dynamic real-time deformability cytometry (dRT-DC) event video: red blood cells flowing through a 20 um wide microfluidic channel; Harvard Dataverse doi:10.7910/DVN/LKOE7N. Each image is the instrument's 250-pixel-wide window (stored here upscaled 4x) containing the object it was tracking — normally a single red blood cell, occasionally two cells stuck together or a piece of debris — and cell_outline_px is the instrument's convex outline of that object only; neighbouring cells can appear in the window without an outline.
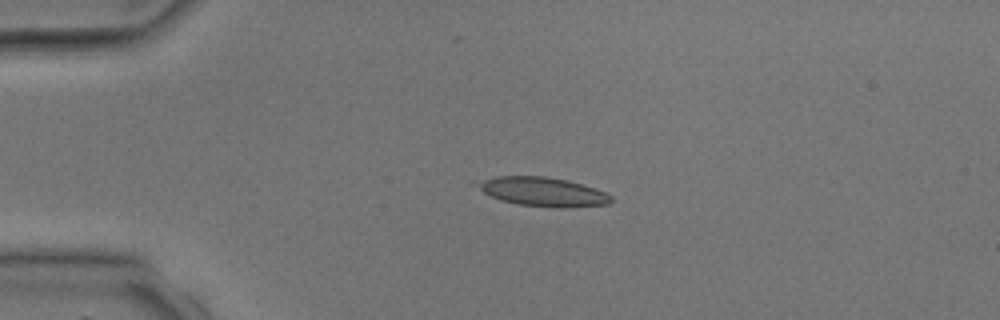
{"species": "common noctule bat (a hibernating species)", "species_latin": "Nyctalus noctula", "temperature_condition": "room temperature", "stored_images_in_passage": 3, "camera_frame_rate_fps": 3000, "um_per_image_px": 0.085, "animal": {"sex": "male", "body_mass_g": 17.9, "forearm_length_mm": 54.2}, "frame": {"image": 1, "passage_image": 2, "time_ms": 1.333, "image_size_px": [1000, 320], "cell_outline_px": [[612, 200], [608, 204], [564, 208], [556, 208], [520, 204], [500, 200], [468, 184], [472, 180], [496, 176], [544, 176], [568, 180], [604, 192], [612, 196]], "centroid_in_image_um": [46.0, 16.28], "position_along_channel_um": 39.0, "area_um2": 22.89}}
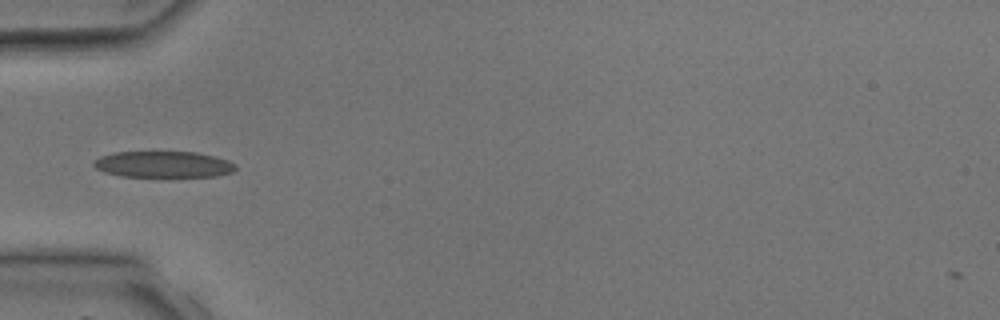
{"frame": {"image": 2, "passage_image": 3, "time_ms": 2.667, "image_size_px": [1000, 320], "cell_outline_px": [[236, 168], [232, 172], [216, 176], [120, 176], [104, 172], [96, 168], [92, 164], [100, 156], [116, 152], [196, 152], [216, 156], [228, 160], [236, 164]], "centroid_in_image_um": [13.9, 13.96], "position_along_channel_um": 71.1, "area_um2": 21.62}}